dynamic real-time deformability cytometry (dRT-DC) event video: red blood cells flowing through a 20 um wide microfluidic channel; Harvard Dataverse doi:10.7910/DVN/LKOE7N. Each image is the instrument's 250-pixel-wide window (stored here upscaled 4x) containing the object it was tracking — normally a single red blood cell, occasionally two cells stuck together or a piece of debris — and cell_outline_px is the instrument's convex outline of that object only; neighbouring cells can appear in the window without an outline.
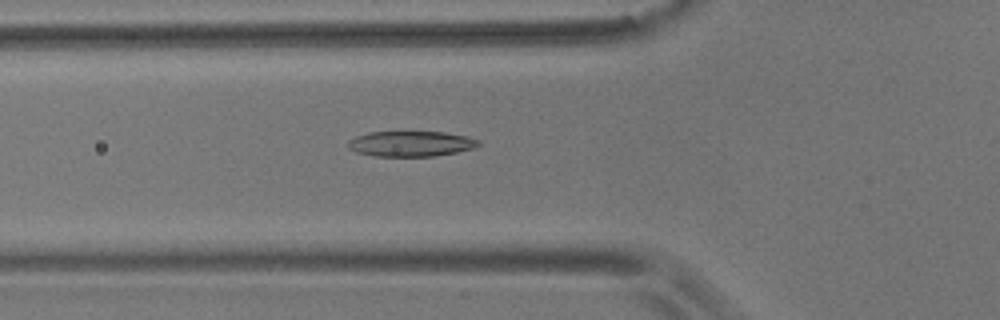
{"species": "common noctule bat (a hibernating species)", "species_latin": "Nyctalus noctula", "temperature_condition": "room temperature", "stored_images_in_passage": 41, "camera_frame_rate_fps": 3000, "um_per_image_px": 0.085, "animal": {"sex": "male", "body_mass_g": 17.9}, "frame": {"image": 1, "passage_image": 5, "time_ms": 1.333, "image_size_px": [1000, 320], "cell_outline_px": [[480, 144], [472, 148], [456, 152], [432, 156], [372, 156], [356, 152], [348, 148], [348, 140], [356, 136], [368, 132], [444, 132], [468, 136], [480, 140]], "centroid_in_image_um": [34.9, 12.21], "position_along_channel_um": 90.9, "area_um2": 19.31}}
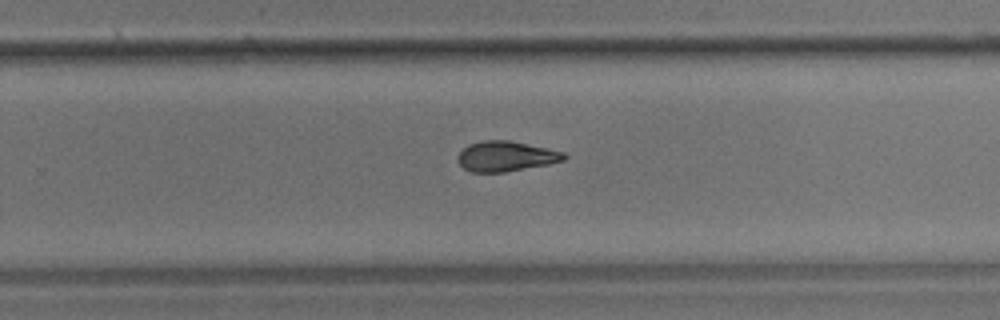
{"frame": {"image": 2, "passage_image": 21, "time_ms": 6.667, "image_size_px": [1000, 320], "cell_outline_px": [[568, 156], [564, 160], [548, 164], [504, 172], [472, 172], [464, 168], [456, 160], [456, 156], [468, 144], [484, 140], [508, 140], [548, 148], [564, 152]], "centroid_in_image_um": [42.99, 13.28], "position_along_channel_um": 286.8, "area_um2": 18.67}}
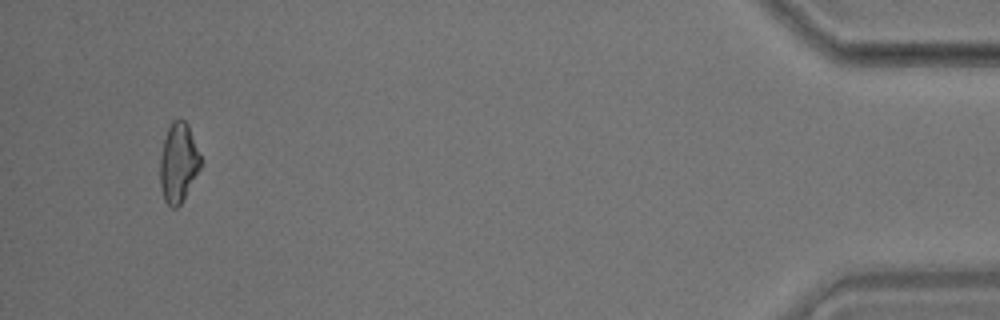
{"frame": {"image": 3, "passage_image": 38, "time_ms": 12.333, "image_size_px": [1000, 320], "cell_outline_px": [[200, 168], [180, 204], [176, 208], [172, 208], [164, 200], [160, 188], [160, 156], [164, 140], [168, 128], [172, 120], [184, 120], [188, 124], [200, 156]], "centroid_in_image_um": [15.14, 13.84], "position_along_channel_um": 420.1, "area_um2": 18.44}, "authors_computed_cell_mechanics": {"area_um2": 18.8428, "velocity_mm_per_s": 3.6662, "shape_relaxation_time_tau1_ms": 6.987, "shape_relaxation_time_tau2_ms": 2.3101, "deformation_change_tau1": 0.1877, "deformation_change_tau2": 0.101}}